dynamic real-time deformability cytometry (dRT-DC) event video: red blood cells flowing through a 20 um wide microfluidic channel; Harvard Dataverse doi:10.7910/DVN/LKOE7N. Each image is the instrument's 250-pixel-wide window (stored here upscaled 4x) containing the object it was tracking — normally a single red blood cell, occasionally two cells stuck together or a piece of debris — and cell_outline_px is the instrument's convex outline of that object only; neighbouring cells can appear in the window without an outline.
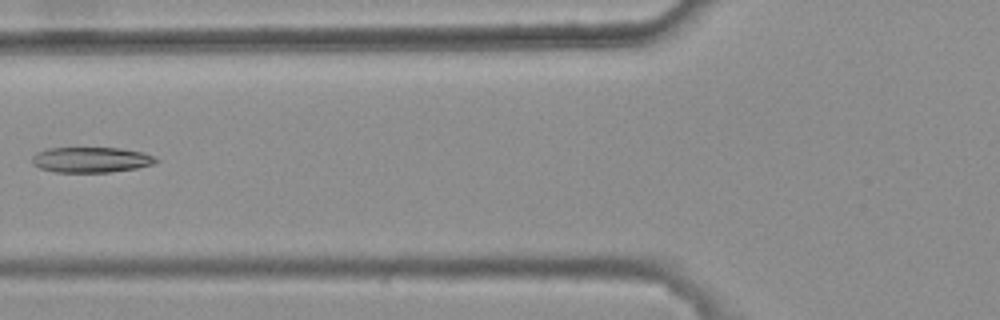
{"species": "common noctule bat (a hibernating species)", "species_latin": "Nyctalus noctula", "temperature_condition": "warm", "stored_images_in_passage": 6, "camera_frame_rate_fps": 3000, "um_per_image_px": 0.085, "animal": {"sex": "female", "body_mass_g": 25.1}, "frame": {"image": 1, "passage_image": 5, "time_ms": 1.333, "image_size_px": [1000, 320], "cell_outline_px": [[160, 160], [152, 164], [136, 168], [108, 172], [56, 172], [40, 168], [32, 164], [32, 156], [36, 152], [48, 148], [120, 148], [144, 152]], "centroid_in_image_um": [7.72, 13.57], "position_along_channel_um": 118.1, "area_um2": 18.32}}
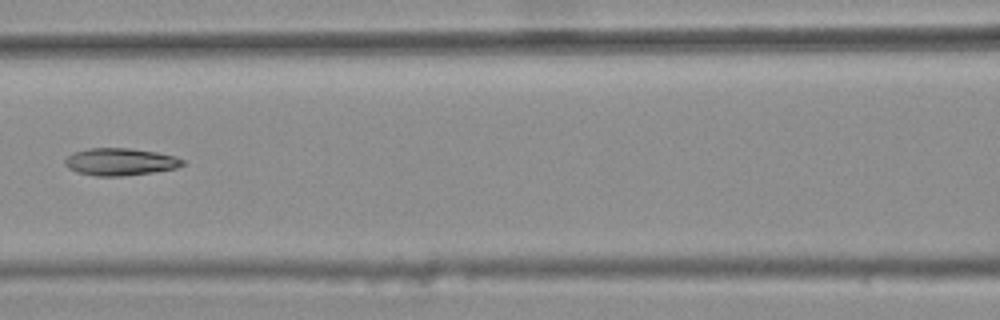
{"frame": {"image": 2, "passage_image": 6, "time_ms": 1.667, "image_size_px": [1000, 320], "cell_outline_px": [[184, 164], [176, 168], [152, 172], [120, 176], [96, 176], [76, 172], [68, 168], [64, 164], [64, 160], [68, 156], [76, 152], [88, 148], [128, 148], [156, 152], [176, 156], [184, 160]], "centroid_in_image_um": [10.21, 13.75], "position_along_channel_um": 156.4, "area_um2": 18.61}}